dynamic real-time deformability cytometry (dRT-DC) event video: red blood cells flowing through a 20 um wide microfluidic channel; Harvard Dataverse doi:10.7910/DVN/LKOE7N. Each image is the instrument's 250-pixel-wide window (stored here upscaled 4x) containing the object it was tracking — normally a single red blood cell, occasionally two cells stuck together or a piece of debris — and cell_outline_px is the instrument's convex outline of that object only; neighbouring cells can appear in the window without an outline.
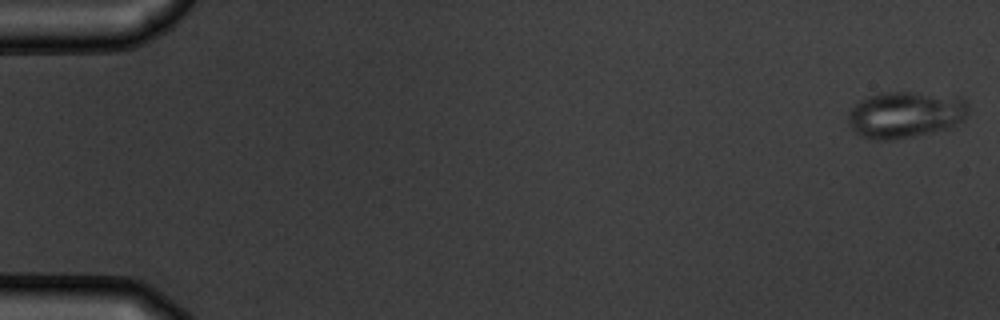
{"species": "common noctule bat (a hibernating species)", "species_latin": "Nyctalus noctula", "temperature_condition": "warm", "stored_images_in_passage": 6, "camera_frame_rate_fps": 3000, "um_per_image_px": 0.085, "animal": {"sex": "male", "body_mass_g": 19.5, "forearm_length_mm": 54.6}, "frame": {"image": 1, "passage_image": 1, "time_ms": 0.0, "image_size_px": [1000, 320], "cell_outline_px": [[968, 112], [964, 120], [944, 128], [932, 132], [896, 140], [872, 140], [856, 132], [848, 124], [848, 112], [860, 100], [868, 96], [880, 92], [908, 92], [964, 96], [968, 104]], "centroid_in_image_um": [76.97, 9.73], "position_along_channel_um": 8.0, "area_um2": 32.77}}